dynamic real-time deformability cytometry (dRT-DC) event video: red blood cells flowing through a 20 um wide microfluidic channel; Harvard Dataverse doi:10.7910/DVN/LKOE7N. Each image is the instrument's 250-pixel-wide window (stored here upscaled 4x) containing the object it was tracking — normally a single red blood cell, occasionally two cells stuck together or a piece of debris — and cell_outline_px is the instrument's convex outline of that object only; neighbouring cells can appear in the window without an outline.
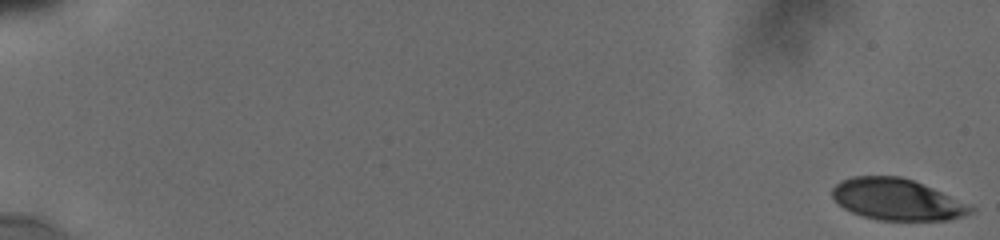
{"species": "human", "species_latin": "Homo sapiens", "temperature_condition": "cold", "stored_images_in_passage": 45, "camera_frame_rate_fps": 3000, "um_per_image_px": 0.085, "donor": {"sex": "male"}, "frame": {"image": 1, "passage_image": 1, "time_ms": 0.0, "image_size_px": [1000, 240], "cell_outline_px": [[976, 212], [964, 216], [948, 220], [876, 220], [852, 212], [844, 208], [832, 196], [832, 188], [840, 180], [852, 176], [900, 176], [912, 180], [932, 188], [976, 208]], "centroid_in_image_um": [76.24, 16.96], "position_along_channel_um": 8.8, "area_um2": 33.23}}
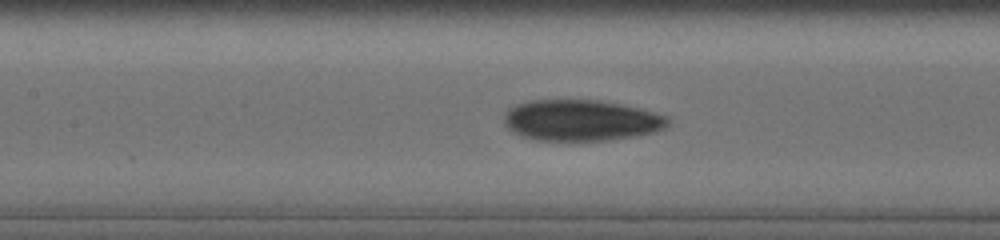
{"frame": {"image": 2, "passage_image": 27, "time_ms": 9.333, "image_size_px": [1000, 240], "cell_outline_px": [[668, 124], [664, 128], [656, 132], [640, 136], [608, 140], [536, 140], [520, 136], [512, 132], [504, 124], [504, 112], [508, 108], [516, 104], [532, 100], [600, 100], [640, 108], [668, 116]], "centroid_in_image_um": [49.38, 10.23], "position_along_channel_um": 158.0, "area_um2": 39.54}}
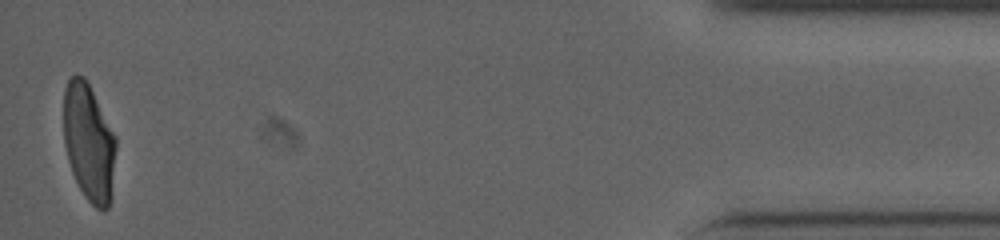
{"frame": {"image": 3, "passage_image": 45, "time_ms": 18.333, "image_size_px": [1000, 240], "cell_outline_px": [[116, 148], [112, 200], [108, 208], [104, 212], [96, 208], [84, 196], [72, 172], [68, 160], [64, 144], [64, 88], [68, 80], [76, 72], [84, 76], [116, 136]], "centroid_in_image_um": [7.57, 12.13], "position_along_channel_um": 427.6, "area_um2": 36.18}, "authors_computed_cell_mechanics": {"area_um2": 37.3966, "velocity_mm_per_s": 3.8298, "shape_relaxation_time_tau1_ms": 4.3293, "shape_relaxation_time_tau2_ms": 1.8761, "deformation_change_tau1": 0.1769, "deformation_change_tau2": 0.0826}}